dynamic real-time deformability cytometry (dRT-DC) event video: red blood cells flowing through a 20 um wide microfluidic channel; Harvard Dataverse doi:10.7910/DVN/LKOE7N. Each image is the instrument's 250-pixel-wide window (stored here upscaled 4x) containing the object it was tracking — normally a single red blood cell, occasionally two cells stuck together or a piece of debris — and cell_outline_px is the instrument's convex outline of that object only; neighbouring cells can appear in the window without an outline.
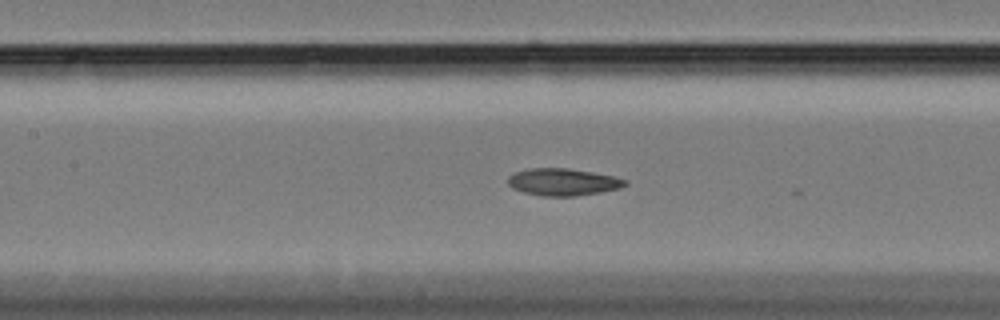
{"species": "Egyptian fruit bat (a non-hibernating species)", "species_latin": "Rousettus aegyptiacus", "temperature_condition": "cold", "stored_images_in_passage": 18, "camera_frame_rate_fps": 3000, "um_per_image_px": 0.085, "animal": {"sex": "female"}, "frame": {"image": 1, "passage_image": 17, "time_ms": 5.333, "image_size_px": [1000, 320], "cell_outline_px": [[628, 184], [620, 188], [600, 192], [572, 196], [540, 196], [524, 192], [512, 188], [508, 184], [508, 176], [516, 172], [528, 168], [568, 168], [592, 172], [612, 176], [628, 180]], "centroid_in_image_um": [47.84, 15.47], "position_along_channel_um": 159.6, "area_um2": 18.5}}